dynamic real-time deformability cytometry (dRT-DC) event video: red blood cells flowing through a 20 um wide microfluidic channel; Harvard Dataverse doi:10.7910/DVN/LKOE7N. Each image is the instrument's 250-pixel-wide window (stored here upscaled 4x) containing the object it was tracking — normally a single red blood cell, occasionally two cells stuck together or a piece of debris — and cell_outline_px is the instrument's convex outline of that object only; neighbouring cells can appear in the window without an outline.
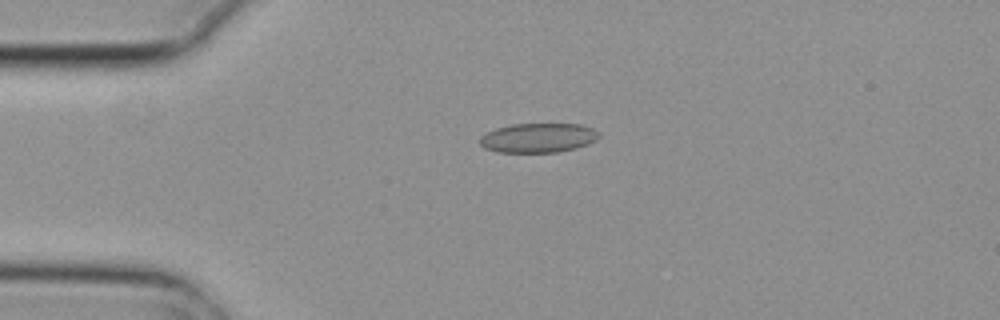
{"species": "common noctule bat (a hibernating species)", "species_latin": "Nyctalus noctula", "temperature_condition": "cold", "stored_images_in_passage": 6, "camera_frame_rate_fps": 3000, "um_per_image_px": 0.085, "animal": {"sex": "female", "body_mass_g": 29.2, "forearm_length_mm": 56.3}, "frame": {"image": 1, "passage_image": 4, "time_ms": 1.0, "image_size_px": [1000, 320], "cell_outline_px": [[600, 136], [596, 140], [588, 144], [576, 148], [556, 152], [496, 152], [484, 148], [480, 144], [480, 136], [496, 128], [512, 124], [580, 124], [592, 128]], "centroid_in_image_um": [45.73, 11.72], "position_along_channel_um": 39.3, "area_um2": 20.35}}
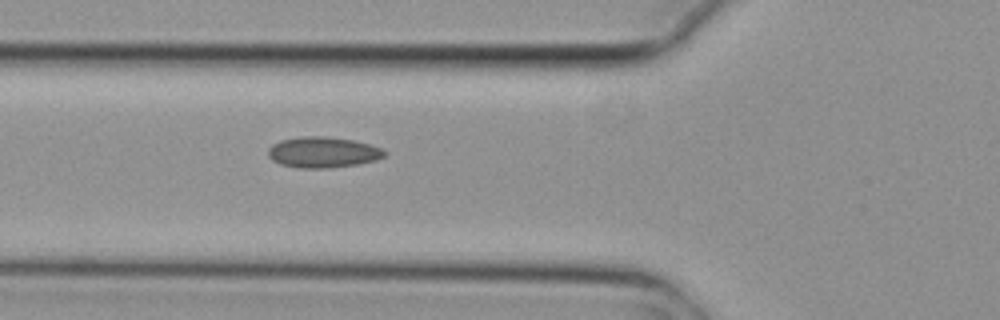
{"frame": {"image": 2, "passage_image": 6, "time_ms": 1.667, "image_size_px": [1000, 320], "cell_outline_px": [[388, 152], [384, 156], [376, 160], [356, 164], [324, 168], [300, 168], [280, 164], [272, 160], [268, 156], [268, 148], [272, 144], [280, 140], [304, 136], [324, 136], [352, 140], [384, 148]], "centroid_in_image_um": [27.44, 12.94], "position_along_channel_um": 98.4, "area_um2": 20.87}}